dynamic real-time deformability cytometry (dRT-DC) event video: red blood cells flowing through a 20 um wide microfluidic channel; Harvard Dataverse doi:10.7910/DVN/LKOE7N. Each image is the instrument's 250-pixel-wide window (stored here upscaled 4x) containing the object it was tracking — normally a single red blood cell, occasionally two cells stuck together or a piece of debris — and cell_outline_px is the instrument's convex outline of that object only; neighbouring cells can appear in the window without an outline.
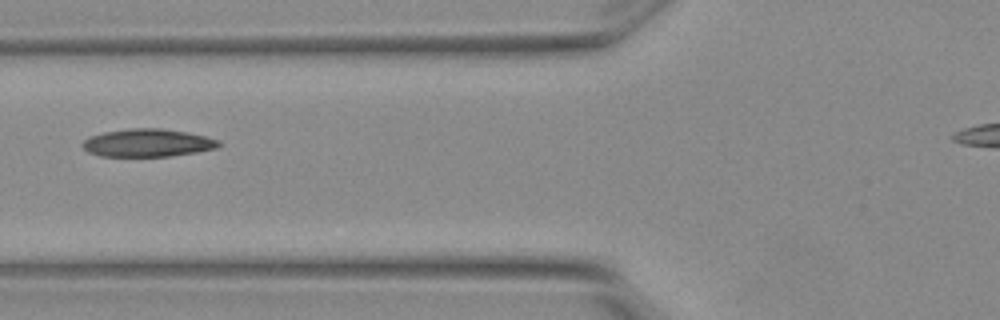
{"species": "Egyptian fruit bat (a non-hibernating species)", "species_latin": "Rousettus aegyptiacus", "temperature_condition": "warm", "stored_images_in_passage": 2, "camera_frame_rate_fps": 3000, "um_per_image_px": 0.085, "animal": {"sex": "female"}, "frame": {"image": 1, "passage_image": 2, "time_ms": 0.333, "image_size_px": [1000, 320], "cell_outline_px": [[224, 144], [216, 148], [196, 152], [172, 156], [100, 156], [88, 152], [80, 144], [88, 136], [104, 132], [132, 128], [160, 128], [188, 132], [220, 140]], "centroid_in_image_um": [12.56, 12.14], "position_along_channel_um": 113.2, "area_um2": 22.25}}